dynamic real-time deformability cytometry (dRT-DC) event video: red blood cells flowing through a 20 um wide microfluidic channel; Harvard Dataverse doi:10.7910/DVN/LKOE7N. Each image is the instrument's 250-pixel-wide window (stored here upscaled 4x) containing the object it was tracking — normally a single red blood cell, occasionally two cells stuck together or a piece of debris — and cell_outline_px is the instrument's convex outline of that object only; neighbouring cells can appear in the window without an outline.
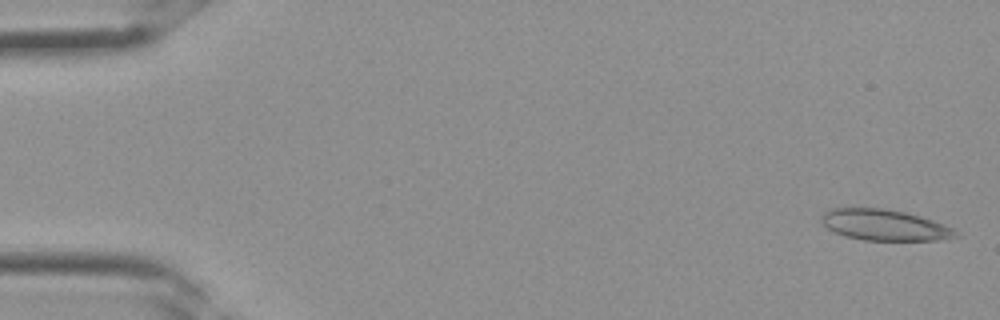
{"species": "Egyptian fruit bat (a non-hibernating species)", "species_latin": "Rousettus aegyptiacus", "temperature_condition": "room temperature", "stored_images_in_passage": 34, "camera_frame_rate_fps": 3000, "um_per_image_px": 0.085, "frame": {"image": 1, "passage_image": 1, "time_ms": 0.0, "image_size_px": [1000, 320], "cell_outline_px": [[960, 236], [940, 240], [864, 240], [844, 236], [828, 228], [820, 220], [820, 216], [828, 208], [884, 208], [904, 212], [920, 216], [944, 224], [952, 228]], "centroid_in_image_um": [75.16, 19.12], "position_along_channel_um": 9.8, "area_um2": 24.22}}
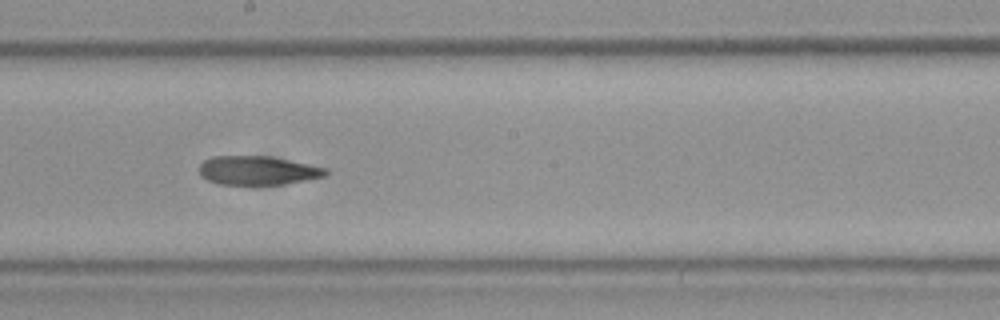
{"frame": {"image": 2, "passage_image": 19, "time_ms": 6.0, "image_size_px": [1000, 320], "cell_outline_px": [[328, 172], [324, 176], [284, 184], [216, 184], [200, 176], [200, 164], [204, 160], [212, 156], [268, 156], [328, 168]], "centroid_in_image_um": [21.87, 14.48], "position_along_channel_um": 226.3, "area_um2": 21.1}}
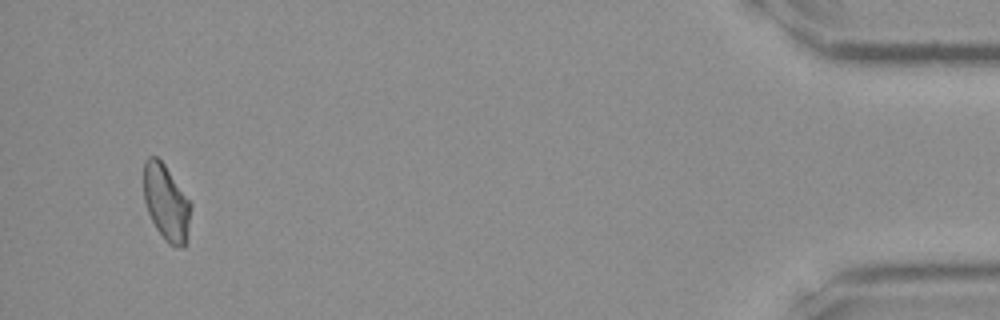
{"frame": {"image": 3, "passage_image": 33, "time_ms": 10.667, "image_size_px": [1000, 320], "cell_outline_px": [[192, 204], [188, 236], [184, 248], [168, 244], [164, 240], [156, 228], [148, 212], [144, 200], [144, 160], [148, 156], [156, 156], [164, 164]], "centroid_in_image_um": [14.14, 17.24], "position_along_channel_um": 421.1, "area_um2": 20.92}}